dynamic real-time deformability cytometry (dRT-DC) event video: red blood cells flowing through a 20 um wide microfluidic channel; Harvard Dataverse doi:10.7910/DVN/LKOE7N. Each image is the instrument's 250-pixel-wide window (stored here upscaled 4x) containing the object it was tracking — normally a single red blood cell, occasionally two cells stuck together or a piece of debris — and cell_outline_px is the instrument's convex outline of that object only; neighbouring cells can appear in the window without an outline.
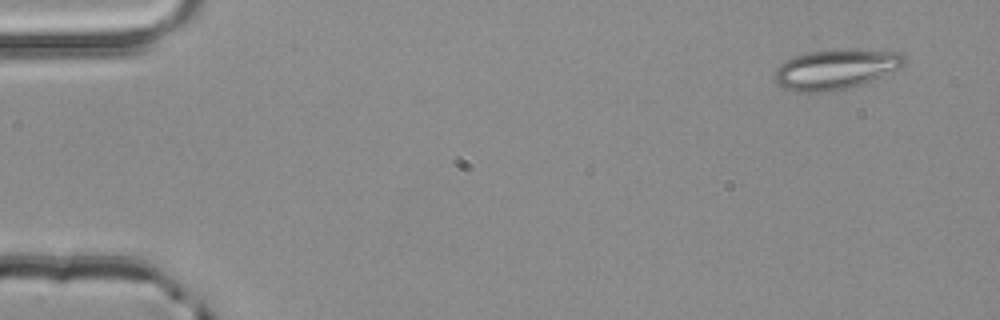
{"species": "common noctule bat (a hibernating species)", "species_latin": "Nyctalus noctula", "temperature_condition": "room temperature", "stored_images_in_passage": 3, "camera_frame_rate_fps": 3000, "um_per_image_px": 0.085, "animal": {"sex": "male", "body_mass_g": 20.4}, "frame": {"image": 1, "passage_image": 1, "time_ms": 0.0, "image_size_px": [1000, 320], "cell_outline_px": [[904, 64], [900, 68], [872, 80], [848, 88], [820, 92], [796, 92], [784, 88], [776, 80], [776, 72], [780, 64], [796, 56], [812, 52], [844, 48], [904, 52]], "centroid_in_image_um": [71.09, 5.87], "position_along_channel_um": 13.9, "area_um2": 29.88}}